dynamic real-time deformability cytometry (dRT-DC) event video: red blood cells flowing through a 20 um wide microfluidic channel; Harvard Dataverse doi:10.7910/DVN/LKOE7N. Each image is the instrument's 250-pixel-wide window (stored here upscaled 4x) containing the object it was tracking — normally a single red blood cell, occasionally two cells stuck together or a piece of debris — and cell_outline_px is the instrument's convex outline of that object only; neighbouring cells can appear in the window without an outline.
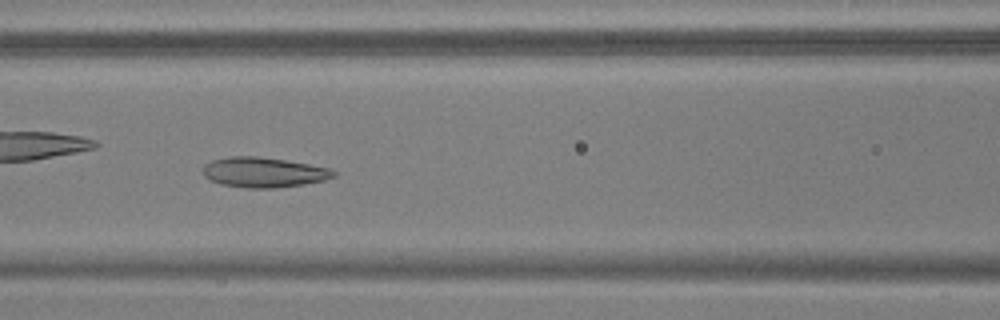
{"species": "common noctule bat (a hibernating species)", "species_latin": "Nyctalus noctula", "temperature_condition": "warm", "stored_images_in_passage": 53, "camera_frame_rate_fps": 3000, "um_per_image_px": 0.085, "animal": {"sex": "male", "body_mass_g": 17.9, "forearm_length_mm": 54.2}, "frame": {"image": 1, "passage_image": 23, "time_ms": 7.333, "image_size_px": [1000, 320], "cell_outline_px": [[336, 176], [324, 180], [304, 184], [272, 188], [248, 188], [220, 184], [204, 176], [204, 164], [212, 160], [228, 156], [256, 156], [284, 160], [308, 164], [328, 168], [336, 172]], "centroid_in_image_um": [22.4, 14.64], "position_along_channel_um": 144.2, "area_um2": 22.72}}
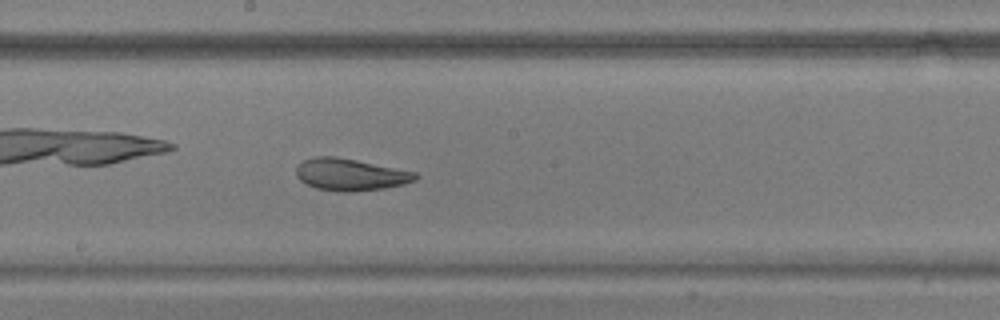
{"frame": {"image": 2, "passage_image": 29, "time_ms": 9.333, "image_size_px": [1000, 320], "cell_outline_px": [[420, 176], [416, 180], [404, 184], [384, 188], [352, 192], [340, 192], [316, 188], [300, 180], [296, 176], [296, 164], [312, 156], [336, 156], [416, 172]], "centroid_in_image_um": [29.76, 14.83], "position_along_channel_um": 218.4, "area_um2": 22.37}}
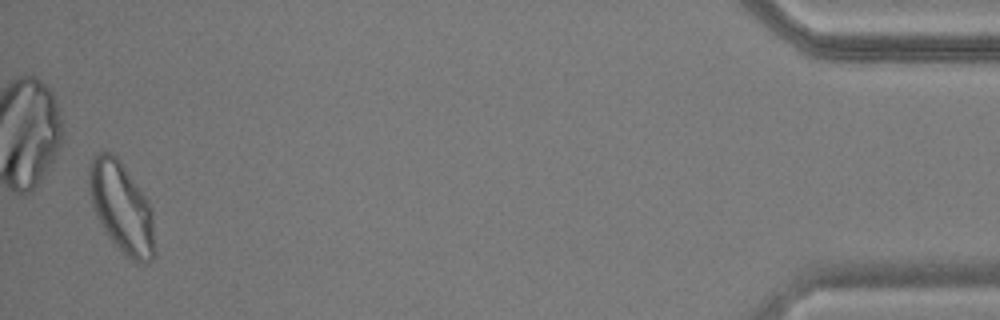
{"frame": {"image": 3, "passage_image": 52, "time_ms": 17.0, "image_size_px": [1000, 320], "cell_outline_px": [[152, 260], [144, 264], [140, 264], [132, 260], [104, 232], [96, 216], [92, 204], [88, 184], [88, 168], [92, 156], [96, 152], [112, 152], [116, 156], [144, 196], [152, 208]], "centroid_in_image_um": [10.26, 17.59], "position_along_channel_um": 424.9, "area_um2": 33.87}, "authors_computed_cell_mechanics": {"area_um2": 25.721, "velocity_mm_per_s": 3.7251, "shape_relaxation_time_tau1_ms": 4.1701, "shape_relaxation_time_tau2_ms": 1.7896, "deformation_change_tau1": 0.1306, "deformation_change_tau2": 0.0708}}